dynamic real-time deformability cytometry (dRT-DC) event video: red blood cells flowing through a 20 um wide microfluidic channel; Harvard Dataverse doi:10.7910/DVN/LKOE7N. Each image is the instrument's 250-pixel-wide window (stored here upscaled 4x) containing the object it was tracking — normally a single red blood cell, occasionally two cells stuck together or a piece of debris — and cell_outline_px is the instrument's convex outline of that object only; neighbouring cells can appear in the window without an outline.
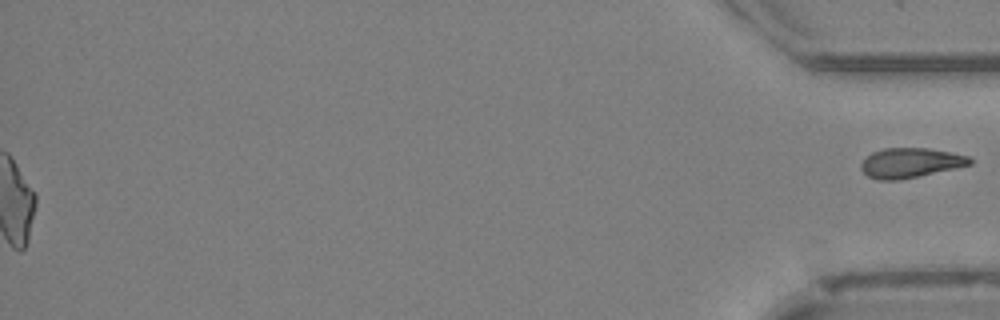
{"species": "Egyptian fruit bat (a non-hibernating species)", "species_latin": "Rousettus aegyptiacus", "temperature_condition": "cold", "stored_images_in_passage": 37, "segment_of_instrument_passage": [2, 2], "camera_frame_rate_fps": 3000, "um_per_image_px": 0.085, "animal": {"sex": "female"}, "frame": {"image": 1, "passage_image": 37, "time_ms": 12.0, "image_size_px": [1000, 320], "cell_outline_px": [[972, 164], [916, 176], [896, 180], [876, 180], [868, 176], [860, 168], [860, 164], [872, 152], [884, 148], [928, 148], [968, 156], [972, 160]], "centroid_in_image_um": [77.34, 13.83], "position_along_channel_um": 357.9, "area_um2": 18.5}}